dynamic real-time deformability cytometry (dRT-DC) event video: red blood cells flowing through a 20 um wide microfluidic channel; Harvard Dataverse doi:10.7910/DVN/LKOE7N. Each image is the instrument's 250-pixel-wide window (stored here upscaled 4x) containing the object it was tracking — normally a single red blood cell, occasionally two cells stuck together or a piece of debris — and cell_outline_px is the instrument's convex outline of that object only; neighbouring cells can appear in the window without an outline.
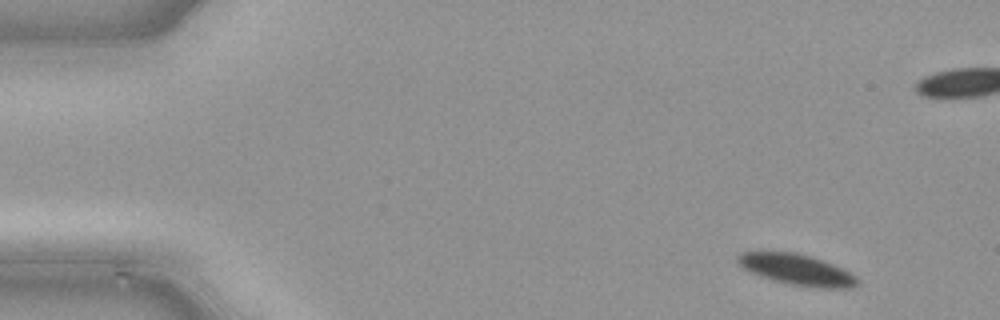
{"species": "common noctule bat (a hibernating species)", "species_latin": "Nyctalus noctula", "temperature_condition": "cold", "stored_images_in_passage": 47, "camera_frame_rate_fps": 3000, "um_per_image_px": 0.085, "animal": {"sex": "male", "body_mass_g": 21.5, "forearm_length_mm": 52.0}, "frame": {"image": 1, "passage_image": 1, "time_ms": 0.0, "image_size_px": [1000, 320], "cell_outline_px": [[860, 284], [852, 288], [812, 288], [788, 284], [772, 280], [760, 276], [744, 268], [736, 260], [736, 256], [740, 252], [796, 252], [824, 260], [856, 276], [860, 280]], "centroid_in_image_um": [67.76, 22.93], "position_along_channel_um": 17.2, "area_um2": 21.68}}
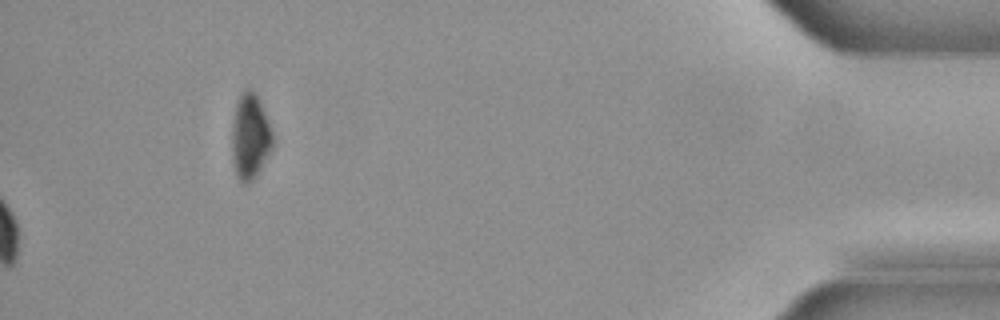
{"frame": {"image": 2, "passage_image": 47, "time_ms": 15.333, "image_size_px": [1000, 320], "cell_outline_px": [[272, 148], [256, 176], [248, 184], [244, 184], [236, 176], [232, 160], [232, 124], [236, 104], [240, 92], [244, 88], [252, 88], [260, 100], [268, 120], [272, 132]], "centroid_in_image_um": [21.24, 11.58], "position_along_channel_um": 414.0, "area_um2": 20.46}}